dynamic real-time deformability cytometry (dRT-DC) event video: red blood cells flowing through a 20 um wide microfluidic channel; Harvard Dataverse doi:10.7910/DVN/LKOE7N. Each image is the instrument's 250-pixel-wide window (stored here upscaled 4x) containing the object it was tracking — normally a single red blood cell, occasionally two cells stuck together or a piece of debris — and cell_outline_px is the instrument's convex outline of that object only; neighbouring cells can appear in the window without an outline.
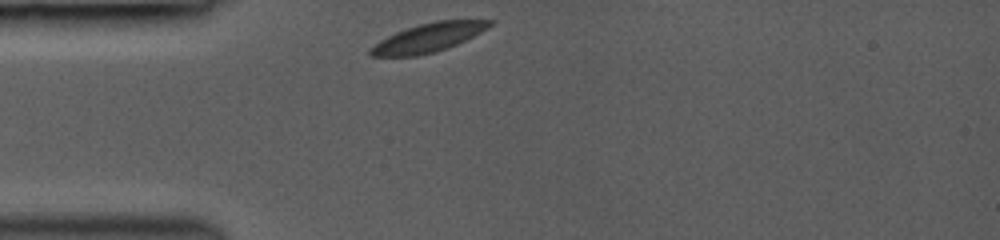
{"species": "common noctule bat (a hibernating species)", "species_latin": "Nyctalus noctula", "temperature_condition": "room temperature", "stored_images_in_passage": 23, "camera_frame_rate_fps": 3000, "um_per_image_px": 0.085, "animal": {"sex": "female", "body_mass_g": 19.0, "forearm_length_mm": 53.3}, "frame": {"image": 1, "passage_image": 1, "time_ms": 0.0, "image_size_px": [1000, 240], "cell_outline_px": [[496, 20], [488, 28], [456, 44], [432, 52], [416, 56], [368, 56], [368, 52], [380, 40], [396, 32], [420, 24], [436, 20]], "centroid_in_image_um": [36.4, 3.19], "position_along_channel_um": 48.6, "area_um2": 19.48}}
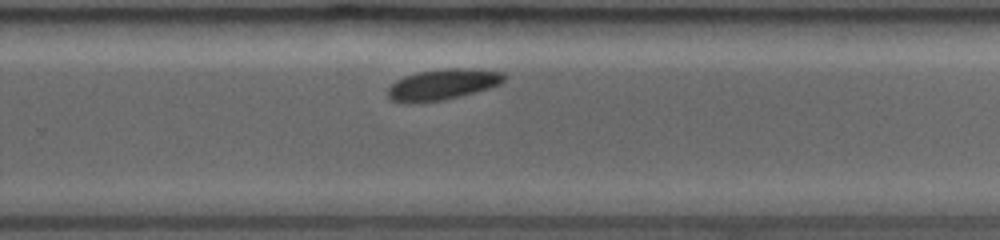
{"frame": {"image": 2, "passage_image": 15, "time_ms": 6.333, "image_size_px": [1000, 240], "cell_outline_px": [[508, 76], [500, 84], [488, 88], [460, 96], [444, 100], [416, 104], [400, 104], [388, 100], [388, 88], [396, 80], [404, 76], [416, 72], [444, 68], [472, 68], [504, 72]], "centroid_in_image_um": [37.58, 7.19], "position_along_channel_um": 292.2, "area_um2": 21.5}}
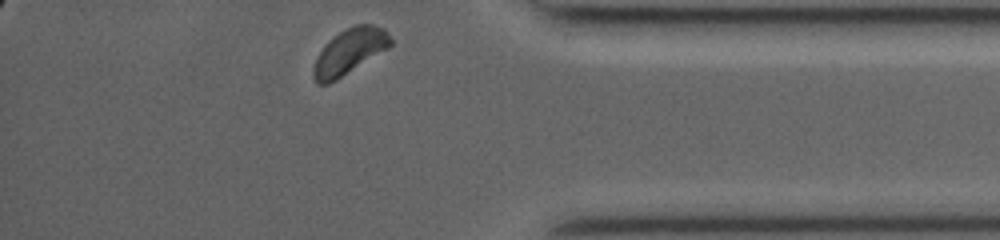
{"frame": {"image": 3, "passage_image": 23, "time_ms": 9.333, "image_size_px": [1000, 240], "cell_outline_px": [[392, 44], [388, 48], [336, 80], [328, 84], [316, 84], [312, 76], [312, 68], [316, 56], [324, 44], [328, 40], [340, 32], [356, 24], [372, 24], [384, 28], [388, 32], [392, 40]], "centroid_in_image_um": [29.67, 4.38], "position_along_channel_um": 405.5, "area_um2": 20.52}, "authors_computed_cell_mechanics": {"area_um2": 21.0392, "velocity_mm_per_s": 4.0701, "shape_relaxation_time_tau1_ms": 0.8738, "shape_relaxation_time_tau2_ms": null, "deformation_change_tau1": 0.0506, "deformation_change_tau2": null}}